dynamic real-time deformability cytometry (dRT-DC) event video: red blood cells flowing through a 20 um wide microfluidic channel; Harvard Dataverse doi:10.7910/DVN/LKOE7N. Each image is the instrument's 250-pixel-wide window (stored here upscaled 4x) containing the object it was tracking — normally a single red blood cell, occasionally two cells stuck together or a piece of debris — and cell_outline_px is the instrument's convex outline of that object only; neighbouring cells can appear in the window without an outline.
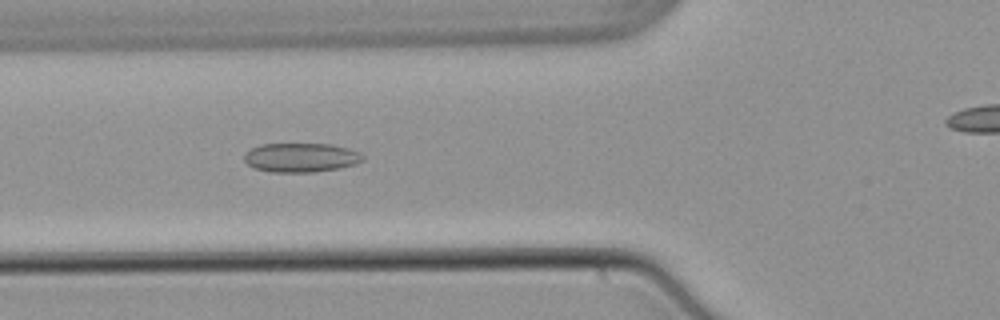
{"species": "common noctule bat (a hibernating species)", "species_latin": "Nyctalus noctula", "temperature_condition": "warm", "stored_images_in_passage": 51, "camera_frame_rate_fps": 3000, "um_per_image_px": 0.085, "animal": {"sex": "male", "body_mass_g": 21.5, "forearm_length_mm": 52.0}, "frame": {"image": 1, "passage_image": 16, "time_ms": 5.0, "image_size_px": [1000, 320], "cell_outline_px": [[364, 160], [356, 164], [340, 168], [312, 172], [268, 172], [252, 168], [244, 160], [244, 152], [260, 144], [332, 144], [348, 148], [360, 152], [364, 156]], "centroid_in_image_um": [25.57, 13.39], "position_along_channel_um": 100.2, "area_um2": 20.4}}
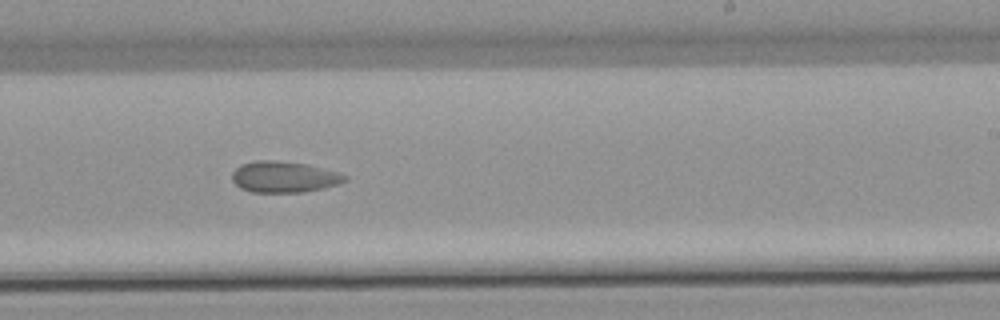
{"frame": {"image": 2, "passage_image": 29, "time_ms": 9.333, "image_size_px": [1000, 320], "cell_outline_px": [[348, 180], [324, 188], [304, 192], [252, 192], [240, 188], [232, 180], [232, 172], [240, 164], [256, 160], [276, 160], [308, 164], [336, 172], [348, 176]], "centroid_in_image_um": [24.12, 15.03], "position_along_channel_um": 264.9, "area_um2": 20.52}}
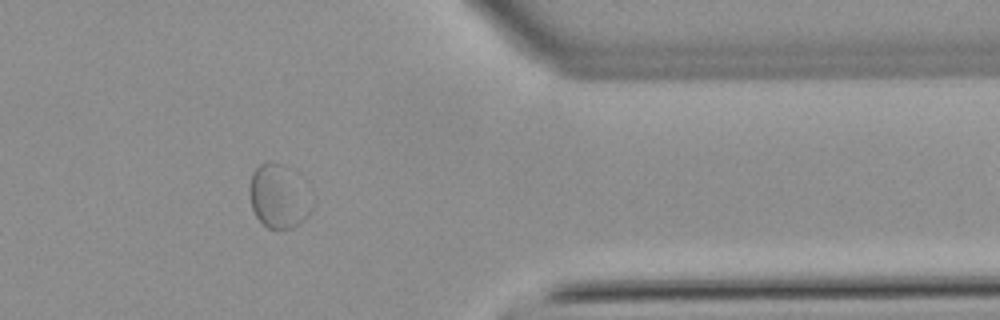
{"frame": {"image": 3, "passage_image": 40, "time_ms": 13.0, "image_size_px": [1000, 320], "cell_outline_px": [[312, 208], [308, 216], [304, 220], [292, 228], [280, 232], [268, 228], [256, 216], [252, 208], [248, 192], [248, 188], [252, 172], [260, 164], [280, 164], [312, 204]], "centroid_in_image_um": [23.56, 16.84], "position_along_channel_um": 387.8, "area_um2": 21.73}}